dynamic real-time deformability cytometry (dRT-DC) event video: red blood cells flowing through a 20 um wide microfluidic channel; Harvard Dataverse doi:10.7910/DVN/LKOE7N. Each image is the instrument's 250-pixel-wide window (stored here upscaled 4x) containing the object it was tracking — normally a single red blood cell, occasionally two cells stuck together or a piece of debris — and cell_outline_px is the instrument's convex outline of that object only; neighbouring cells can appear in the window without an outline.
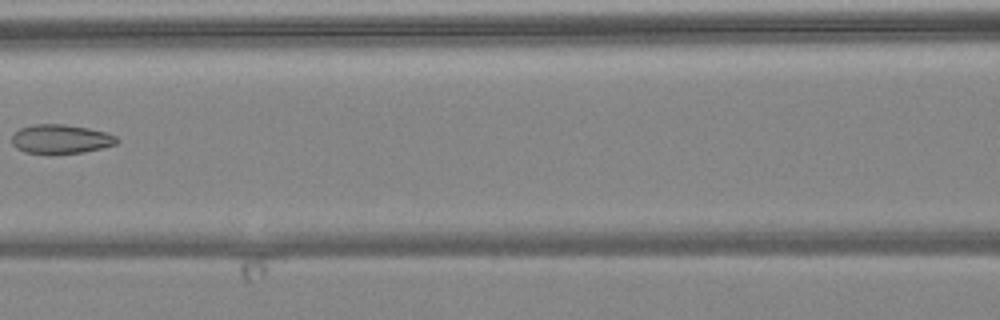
{"species": "common noctule bat (a hibernating species)", "species_latin": "Nyctalus noctula", "temperature_condition": "warm", "stored_images_in_passage": 3, "camera_frame_rate_fps": 3000, "um_per_image_px": 0.085, "animal": {"sex": "female", "body_mass_g": 24.6, "forearm_length_mm": 56.2}, "frame": {"image": 1, "passage_image": 3, "time_ms": 2.0, "image_size_px": [1000, 320], "cell_outline_px": [[120, 140], [116, 144], [104, 148], [84, 152], [52, 156], [48, 156], [24, 152], [16, 148], [12, 144], [12, 136], [20, 128], [32, 124], [64, 124], [88, 128], [108, 132], [116, 136]], "centroid_in_image_um": [5.17, 11.86], "position_along_channel_um": 161.4, "area_um2": 18.55}}